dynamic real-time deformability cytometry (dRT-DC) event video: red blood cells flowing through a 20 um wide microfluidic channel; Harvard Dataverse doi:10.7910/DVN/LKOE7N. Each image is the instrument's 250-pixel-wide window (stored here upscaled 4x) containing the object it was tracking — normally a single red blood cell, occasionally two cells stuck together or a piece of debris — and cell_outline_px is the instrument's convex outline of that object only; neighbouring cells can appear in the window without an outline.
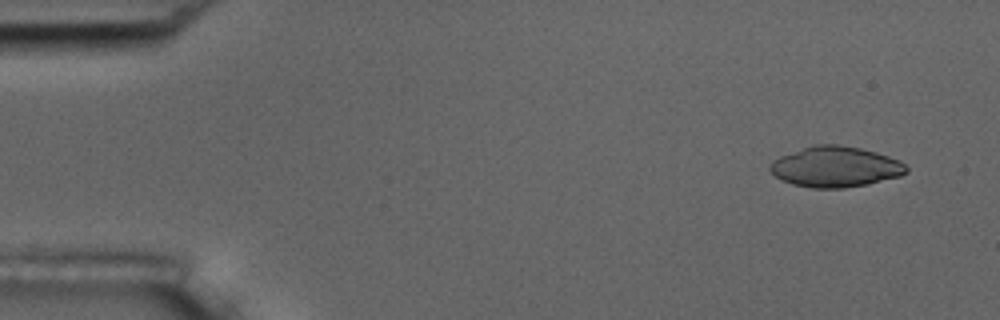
{"species": "common noctule bat (a hibernating species)", "species_latin": "Nyctalus noctula", "temperature_condition": "room temperature", "stored_images_in_passage": 5, "camera_frame_rate_fps": 3000, "um_per_image_px": 0.085, "animal": {"sex": "male", "body_mass_g": 17.5, "forearm_length_mm": 52.3}, "frame": {"image": 1, "passage_image": 1, "time_ms": 0.0, "image_size_px": [1000, 320], "cell_outline_px": [[908, 172], [900, 176], [868, 184], [844, 188], [812, 188], [792, 184], [780, 180], [768, 168], [768, 164], [772, 160], [780, 156], [816, 144], [836, 144], [860, 148], [876, 152], [900, 160], [908, 168]], "centroid_in_image_um": [71.0, 14.18], "position_along_channel_um": 14.0, "area_um2": 32.31}}